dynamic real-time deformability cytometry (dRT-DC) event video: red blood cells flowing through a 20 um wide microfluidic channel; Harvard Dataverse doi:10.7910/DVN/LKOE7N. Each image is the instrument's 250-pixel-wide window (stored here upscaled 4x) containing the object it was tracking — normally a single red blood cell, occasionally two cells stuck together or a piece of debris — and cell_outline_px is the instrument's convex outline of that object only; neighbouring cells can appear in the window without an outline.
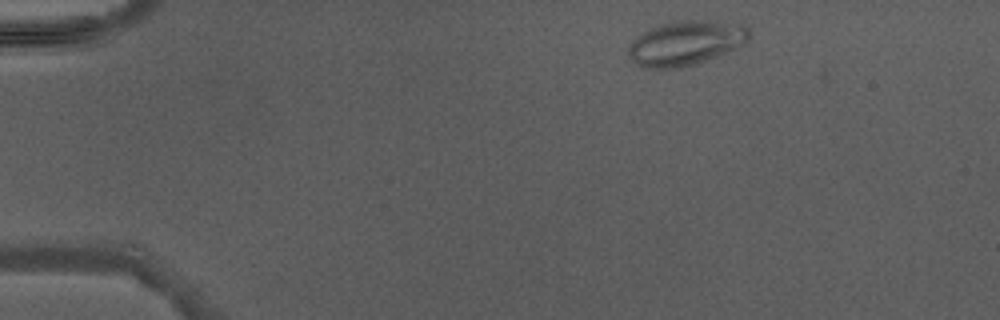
{"species": "Egyptian fruit bat (a non-hibernating species)", "species_latin": "Rousettus aegyptiacus", "temperature_condition": "warm", "stored_images_in_passage": 3, "camera_frame_rate_fps": 3000, "um_per_image_px": 0.085, "animal": {"sex": "male"}, "frame": {"image": 1, "passage_image": 1, "time_ms": 0.0, "image_size_px": [1000, 320], "cell_outline_px": [[752, 36], [748, 40], [724, 52], [704, 60], [692, 64], [676, 68], [644, 68], [636, 64], [628, 56], [628, 48], [632, 40], [644, 32], [660, 24], [676, 20], [708, 20], [740, 24], [748, 28]], "centroid_in_image_um": [58.24, 3.64], "position_along_channel_um": 26.8, "area_um2": 30.87}}